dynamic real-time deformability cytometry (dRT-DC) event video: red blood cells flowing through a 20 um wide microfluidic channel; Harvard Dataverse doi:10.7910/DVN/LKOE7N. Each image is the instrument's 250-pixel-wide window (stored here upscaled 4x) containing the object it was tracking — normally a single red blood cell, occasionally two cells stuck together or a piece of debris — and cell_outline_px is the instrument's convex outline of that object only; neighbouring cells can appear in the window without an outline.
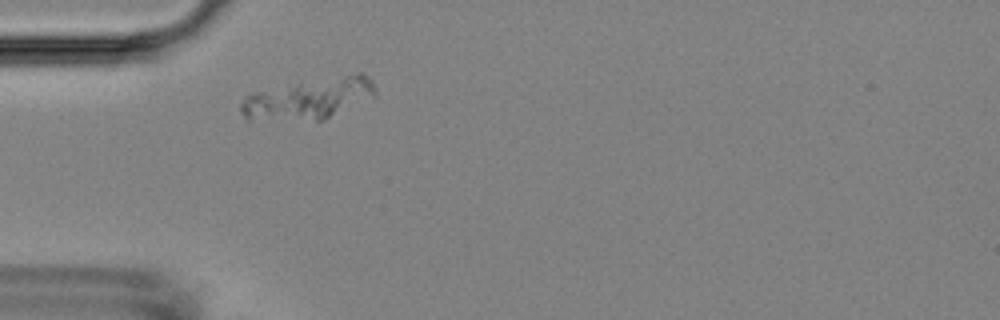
{"species": "Egyptian fruit bat (a non-hibernating species)", "species_latin": "Rousettus aegyptiacus", "temperature_condition": "room temperature", "stored_images_in_passage": 31, "camera_frame_rate_fps": 3000, "um_per_image_px": 0.085, "animal": {"sex": "female"}, "frame": {"image": 1, "passage_image": 1, "time_ms": 0.0, "image_size_px": [1000, 320], "cell_outline_px": [[376, 96], [324, 120], [248, 120], [240, 112], [240, 104], [244, 96], [252, 92], [288, 84], [356, 72], [364, 72], [372, 80], [376, 88]], "centroid_in_image_um": [26.27, 8.38], "position_along_channel_um": 58.7, "area_um2": 32.66}}
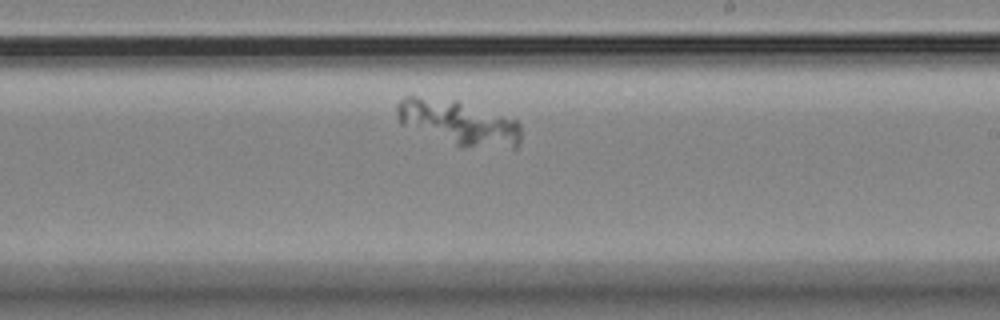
{"frame": {"image": 2, "passage_image": 18, "time_ms": 5.667, "image_size_px": [1000, 320], "cell_outline_px": [[520, 140], [516, 148], [512, 148], [456, 144], [400, 124], [396, 116], [396, 104], [404, 96], [416, 96], [456, 100], [516, 120], [520, 124]], "centroid_in_image_um": [38.93, 10.38], "position_along_channel_um": 250.1, "area_um2": 31.56}}
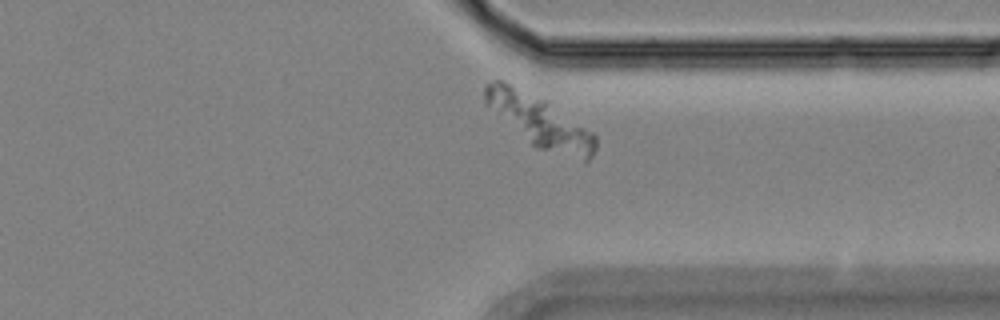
{"frame": {"image": 3, "passage_image": 28, "time_ms": 9.0, "image_size_px": [1000, 320], "cell_outline_px": [[596, 148], [592, 156], [584, 164], [536, 148], [484, 104], [484, 84], [496, 80], [504, 80], [544, 100], [592, 132], [596, 136]], "centroid_in_image_um": [45.89, 10.36], "position_along_channel_um": 365.5, "area_um2": 33.23}}